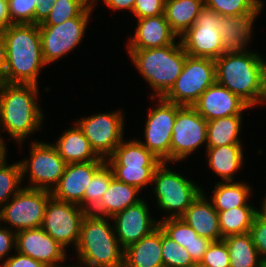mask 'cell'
<instances>
[{
    "label": "cell",
    "mask_w": 266,
    "mask_h": 267,
    "mask_svg": "<svg viewBox=\"0 0 266 267\" xmlns=\"http://www.w3.org/2000/svg\"><path fill=\"white\" fill-rule=\"evenodd\" d=\"M7 46V63L0 81L38 85L43 58L39 25L12 24L2 31Z\"/></svg>",
    "instance_id": "6da1fadb"
},
{
    "label": "cell",
    "mask_w": 266,
    "mask_h": 267,
    "mask_svg": "<svg viewBox=\"0 0 266 267\" xmlns=\"http://www.w3.org/2000/svg\"><path fill=\"white\" fill-rule=\"evenodd\" d=\"M263 58L253 51L223 53L215 59L216 82L250 108L266 101Z\"/></svg>",
    "instance_id": "7a4b0ae2"
},
{
    "label": "cell",
    "mask_w": 266,
    "mask_h": 267,
    "mask_svg": "<svg viewBox=\"0 0 266 267\" xmlns=\"http://www.w3.org/2000/svg\"><path fill=\"white\" fill-rule=\"evenodd\" d=\"M38 85L0 81V127L19 144L41 128L44 114L36 98Z\"/></svg>",
    "instance_id": "3957f363"
},
{
    "label": "cell",
    "mask_w": 266,
    "mask_h": 267,
    "mask_svg": "<svg viewBox=\"0 0 266 267\" xmlns=\"http://www.w3.org/2000/svg\"><path fill=\"white\" fill-rule=\"evenodd\" d=\"M109 217L87 212L81 223L76 253L81 264L90 267H123L124 249L118 242Z\"/></svg>",
    "instance_id": "277c9868"
},
{
    "label": "cell",
    "mask_w": 266,
    "mask_h": 267,
    "mask_svg": "<svg viewBox=\"0 0 266 267\" xmlns=\"http://www.w3.org/2000/svg\"><path fill=\"white\" fill-rule=\"evenodd\" d=\"M131 61L152 87V100L163 98L174 86L188 56L181 42L150 49H128Z\"/></svg>",
    "instance_id": "5b68a950"
},
{
    "label": "cell",
    "mask_w": 266,
    "mask_h": 267,
    "mask_svg": "<svg viewBox=\"0 0 266 267\" xmlns=\"http://www.w3.org/2000/svg\"><path fill=\"white\" fill-rule=\"evenodd\" d=\"M167 166V162H162L154 171L153 191L160 210L169 212L167 218H179L203 190Z\"/></svg>",
    "instance_id": "8992f818"
},
{
    "label": "cell",
    "mask_w": 266,
    "mask_h": 267,
    "mask_svg": "<svg viewBox=\"0 0 266 267\" xmlns=\"http://www.w3.org/2000/svg\"><path fill=\"white\" fill-rule=\"evenodd\" d=\"M215 82L214 59L187 56L181 74L163 98L180 106H193L201 94Z\"/></svg>",
    "instance_id": "52a82bcc"
},
{
    "label": "cell",
    "mask_w": 266,
    "mask_h": 267,
    "mask_svg": "<svg viewBox=\"0 0 266 267\" xmlns=\"http://www.w3.org/2000/svg\"><path fill=\"white\" fill-rule=\"evenodd\" d=\"M223 16L204 7L195 23L181 35V45L188 56L217 59L223 53V39L219 32Z\"/></svg>",
    "instance_id": "ba28073f"
},
{
    "label": "cell",
    "mask_w": 266,
    "mask_h": 267,
    "mask_svg": "<svg viewBox=\"0 0 266 267\" xmlns=\"http://www.w3.org/2000/svg\"><path fill=\"white\" fill-rule=\"evenodd\" d=\"M30 146V159L19 162L22 179L27 172L30 174L31 186L25 188L52 192L58 185L67 163L60 157L53 144L33 141Z\"/></svg>",
    "instance_id": "9c48e42d"
},
{
    "label": "cell",
    "mask_w": 266,
    "mask_h": 267,
    "mask_svg": "<svg viewBox=\"0 0 266 267\" xmlns=\"http://www.w3.org/2000/svg\"><path fill=\"white\" fill-rule=\"evenodd\" d=\"M51 196L50 191L23 187L0 209V222L14 226L15 232L40 228Z\"/></svg>",
    "instance_id": "30bf717a"
},
{
    "label": "cell",
    "mask_w": 266,
    "mask_h": 267,
    "mask_svg": "<svg viewBox=\"0 0 266 267\" xmlns=\"http://www.w3.org/2000/svg\"><path fill=\"white\" fill-rule=\"evenodd\" d=\"M92 4L81 16L58 25H39L43 58L46 65L53 63L79 45L86 31L93 9Z\"/></svg>",
    "instance_id": "8fae6325"
},
{
    "label": "cell",
    "mask_w": 266,
    "mask_h": 267,
    "mask_svg": "<svg viewBox=\"0 0 266 267\" xmlns=\"http://www.w3.org/2000/svg\"><path fill=\"white\" fill-rule=\"evenodd\" d=\"M121 110L99 113L76 121L95 153L107 160L124 140V115Z\"/></svg>",
    "instance_id": "7c38bea8"
},
{
    "label": "cell",
    "mask_w": 266,
    "mask_h": 267,
    "mask_svg": "<svg viewBox=\"0 0 266 267\" xmlns=\"http://www.w3.org/2000/svg\"><path fill=\"white\" fill-rule=\"evenodd\" d=\"M86 211L79 205L55 199L48 200L42 229L56 240L63 248L77 245L81 223Z\"/></svg>",
    "instance_id": "4fadbf2b"
},
{
    "label": "cell",
    "mask_w": 266,
    "mask_h": 267,
    "mask_svg": "<svg viewBox=\"0 0 266 267\" xmlns=\"http://www.w3.org/2000/svg\"><path fill=\"white\" fill-rule=\"evenodd\" d=\"M159 104L149 111L145 123V142L140 141L162 162H171V136L178 104L159 97Z\"/></svg>",
    "instance_id": "5bb4252c"
},
{
    "label": "cell",
    "mask_w": 266,
    "mask_h": 267,
    "mask_svg": "<svg viewBox=\"0 0 266 267\" xmlns=\"http://www.w3.org/2000/svg\"><path fill=\"white\" fill-rule=\"evenodd\" d=\"M207 142V121L193 106L178 105L171 136V162L184 160Z\"/></svg>",
    "instance_id": "9a60e30c"
},
{
    "label": "cell",
    "mask_w": 266,
    "mask_h": 267,
    "mask_svg": "<svg viewBox=\"0 0 266 267\" xmlns=\"http://www.w3.org/2000/svg\"><path fill=\"white\" fill-rule=\"evenodd\" d=\"M149 212L146 201L142 199L110 219L115 223V234L124 250L159 227V221L154 220Z\"/></svg>",
    "instance_id": "2e32d148"
},
{
    "label": "cell",
    "mask_w": 266,
    "mask_h": 267,
    "mask_svg": "<svg viewBox=\"0 0 266 267\" xmlns=\"http://www.w3.org/2000/svg\"><path fill=\"white\" fill-rule=\"evenodd\" d=\"M15 250L44 264L57 267L65 262L66 249L47 234L42 227L16 232Z\"/></svg>",
    "instance_id": "e0dca14e"
},
{
    "label": "cell",
    "mask_w": 266,
    "mask_h": 267,
    "mask_svg": "<svg viewBox=\"0 0 266 267\" xmlns=\"http://www.w3.org/2000/svg\"><path fill=\"white\" fill-rule=\"evenodd\" d=\"M106 163L96 160L66 165L58 185L52 190L55 199L79 205L84 209V193L93 175Z\"/></svg>",
    "instance_id": "ac0fdd59"
},
{
    "label": "cell",
    "mask_w": 266,
    "mask_h": 267,
    "mask_svg": "<svg viewBox=\"0 0 266 267\" xmlns=\"http://www.w3.org/2000/svg\"><path fill=\"white\" fill-rule=\"evenodd\" d=\"M193 107L206 121L242 115V111L250 108L238 96L217 82L201 94Z\"/></svg>",
    "instance_id": "d6986e66"
},
{
    "label": "cell",
    "mask_w": 266,
    "mask_h": 267,
    "mask_svg": "<svg viewBox=\"0 0 266 267\" xmlns=\"http://www.w3.org/2000/svg\"><path fill=\"white\" fill-rule=\"evenodd\" d=\"M260 2L251 12L236 16H223L219 32L223 39L224 53L246 51L252 34L254 20L263 8ZM249 41V42H248ZM247 44V45H246Z\"/></svg>",
    "instance_id": "ffe728a7"
},
{
    "label": "cell",
    "mask_w": 266,
    "mask_h": 267,
    "mask_svg": "<svg viewBox=\"0 0 266 267\" xmlns=\"http://www.w3.org/2000/svg\"><path fill=\"white\" fill-rule=\"evenodd\" d=\"M133 38H130L128 49H150L168 46L175 43L178 37L170 28L164 14L155 17L137 19Z\"/></svg>",
    "instance_id": "44dd1931"
},
{
    "label": "cell",
    "mask_w": 266,
    "mask_h": 267,
    "mask_svg": "<svg viewBox=\"0 0 266 267\" xmlns=\"http://www.w3.org/2000/svg\"><path fill=\"white\" fill-rule=\"evenodd\" d=\"M205 197V193L201 192L181 218L193 228L198 236L212 242L223 240L219 229L218 212L211 201L209 202V199Z\"/></svg>",
    "instance_id": "7402d4cb"
},
{
    "label": "cell",
    "mask_w": 266,
    "mask_h": 267,
    "mask_svg": "<svg viewBox=\"0 0 266 267\" xmlns=\"http://www.w3.org/2000/svg\"><path fill=\"white\" fill-rule=\"evenodd\" d=\"M160 226L124 250L123 267H164Z\"/></svg>",
    "instance_id": "603a6c76"
},
{
    "label": "cell",
    "mask_w": 266,
    "mask_h": 267,
    "mask_svg": "<svg viewBox=\"0 0 266 267\" xmlns=\"http://www.w3.org/2000/svg\"><path fill=\"white\" fill-rule=\"evenodd\" d=\"M163 232L184 247L194 262H200L212 241L198 236V234L181 217L167 218L159 221Z\"/></svg>",
    "instance_id": "cb8c5ba5"
},
{
    "label": "cell",
    "mask_w": 266,
    "mask_h": 267,
    "mask_svg": "<svg viewBox=\"0 0 266 267\" xmlns=\"http://www.w3.org/2000/svg\"><path fill=\"white\" fill-rule=\"evenodd\" d=\"M53 145L67 164L105 160L95 153L90 142L76 123L75 127L66 130Z\"/></svg>",
    "instance_id": "d4e9b609"
},
{
    "label": "cell",
    "mask_w": 266,
    "mask_h": 267,
    "mask_svg": "<svg viewBox=\"0 0 266 267\" xmlns=\"http://www.w3.org/2000/svg\"><path fill=\"white\" fill-rule=\"evenodd\" d=\"M139 192L137 187L118 181L114 177L99 205L91 213L112 218L115 214L142 200L138 196Z\"/></svg>",
    "instance_id": "484cf974"
},
{
    "label": "cell",
    "mask_w": 266,
    "mask_h": 267,
    "mask_svg": "<svg viewBox=\"0 0 266 267\" xmlns=\"http://www.w3.org/2000/svg\"><path fill=\"white\" fill-rule=\"evenodd\" d=\"M243 148L241 144H230L215 148H206L208 165L222 182L233 181V176L243 164Z\"/></svg>",
    "instance_id": "4316f807"
},
{
    "label": "cell",
    "mask_w": 266,
    "mask_h": 267,
    "mask_svg": "<svg viewBox=\"0 0 266 267\" xmlns=\"http://www.w3.org/2000/svg\"><path fill=\"white\" fill-rule=\"evenodd\" d=\"M203 8V0H170L165 3L164 15L171 30L180 37L195 23Z\"/></svg>",
    "instance_id": "83f0119b"
},
{
    "label": "cell",
    "mask_w": 266,
    "mask_h": 267,
    "mask_svg": "<svg viewBox=\"0 0 266 267\" xmlns=\"http://www.w3.org/2000/svg\"><path fill=\"white\" fill-rule=\"evenodd\" d=\"M230 255V267H264L250 233L230 235L223 238Z\"/></svg>",
    "instance_id": "f1b7e54d"
},
{
    "label": "cell",
    "mask_w": 266,
    "mask_h": 267,
    "mask_svg": "<svg viewBox=\"0 0 266 267\" xmlns=\"http://www.w3.org/2000/svg\"><path fill=\"white\" fill-rule=\"evenodd\" d=\"M106 162L108 165L134 166H159L162 163L140 140H123Z\"/></svg>",
    "instance_id": "f546056e"
},
{
    "label": "cell",
    "mask_w": 266,
    "mask_h": 267,
    "mask_svg": "<svg viewBox=\"0 0 266 267\" xmlns=\"http://www.w3.org/2000/svg\"><path fill=\"white\" fill-rule=\"evenodd\" d=\"M241 115H231L207 121V148H215L230 144H242L239 133L241 132Z\"/></svg>",
    "instance_id": "4dcf8cb0"
},
{
    "label": "cell",
    "mask_w": 266,
    "mask_h": 267,
    "mask_svg": "<svg viewBox=\"0 0 266 267\" xmlns=\"http://www.w3.org/2000/svg\"><path fill=\"white\" fill-rule=\"evenodd\" d=\"M210 200L217 211H226L240 206H251L247 203L252 192L249 185L242 182H216ZM249 204V205H248Z\"/></svg>",
    "instance_id": "1f68e13d"
},
{
    "label": "cell",
    "mask_w": 266,
    "mask_h": 267,
    "mask_svg": "<svg viewBox=\"0 0 266 267\" xmlns=\"http://www.w3.org/2000/svg\"><path fill=\"white\" fill-rule=\"evenodd\" d=\"M222 238L245 234L250 231L257 209L254 206H240L226 211H217Z\"/></svg>",
    "instance_id": "d6a6232c"
},
{
    "label": "cell",
    "mask_w": 266,
    "mask_h": 267,
    "mask_svg": "<svg viewBox=\"0 0 266 267\" xmlns=\"http://www.w3.org/2000/svg\"><path fill=\"white\" fill-rule=\"evenodd\" d=\"M114 173L107 162L93 175L84 193V210L92 212L102 200Z\"/></svg>",
    "instance_id": "836d02e7"
},
{
    "label": "cell",
    "mask_w": 266,
    "mask_h": 267,
    "mask_svg": "<svg viewBox=\"0 0 266 267\" xmlns=\"http://www.w3.org/2000/svg\"><path fill=\"white\" fill-rule=\"evenodd\" d=\"M92 4V0H56L49 16L39 25H58L68 19L79 17Z\"/></svg>",
    "instance_id": "e575fe53"
},
{
    "label": "cell",
    "mask_w": 266,
    "mask_h": 267,
    "mask_svg": "<svg viewBox=\"0 0 266 267\" xmlns=\"http://www.w3.org/2000/svg\"><path fill=\"white\" fill-rule=\"evenodd\" d=\"M6 157L0 161V208L9 200L10 196L18 193L22 187V173L20 163L7 165Z\"/></svg>",
    "instance_id": "d590c367"
},
{
    "label": "cell",
    "mask_w": 266,
    "mask_h": 267,
    "mask_svg": "<svg viewBox=\"0 0 266 267\" xmlns=\"http://www.w3.org/2000/svg\"><path fill=\"white\" fill-rule=\"evenodd\" d=\"M114 177L139 190L152 183L153 173L158 166L109 165Z\"/></svg>",
    "instance_id": "8d00e7d4"
},
{
    "label": "cell",
    "mask_w": 266,
    "mask_h": 267,
    "mask_svg": "<svg viewBox=\"0 0 266 267\" xmlns=\"http://www.w3.org/2000/svg\"><path fill=\"white\" fill-rule=\"evenodd\" d=\"M161 253L164 267H191L195 263L188 251L168 237L163 230Z\"/></svg>",
    "instance_id": "74e56055"
},
{
    "label": "cell",
    "mask_w": 266,
    "mask_h": 267,
    "mask_svg": "<svg viewBox=\"0 0 266 267\" xmlns=\"http://www.w3.org/2000/svg\"><path fill=\"white\" fill-rule=\"evenodd\" d=\"M204 7L222 16H236L251 12L261 0H203Z\"/></svg>",
    "instance_id": "f35d334b"
},
{
    "label": "cell",
    "mask_w": 266,
    "mask_h": 267,
    "mask_svg": "<svg viewBox=\"0 0 266 267\" xmlns=\"http://www.w3.org/2000/svg\"><path fill=\"white\" fill-rule=\"evenodd\" d=\"M12 24H34L35 0H7Z\"/></svg>",
    "instance_id": "ab89813d"
},
{
    "label": "cell",
    "mask_w": 266,
    "mask_h": 267,
    "mask_svg": "<svg viewBox=\"0 0 266 267\" xmlns=\"http://www.w3.org/2000/svg\"><path fill=\"white\" fill-rule=\"evenodd\" d=\"M229 259L228 247L220 240L211 242L200 262L208 267H230Z\"/></svg>",
    "instance_id": "60d3db41"
},
{
    "label": "cell",
    "mask_w": 266,
    "mask_h": 267,
    "mask_svg": "<svg viewBox=\"0 0 266 267\" xmlns=\"http://www.w3.org/2000/svg\"><path fill=\"white\" fill-rule=\"evenodd\" d=\"M249 233L262 261L266 264V220L256 214Z\"/></svg>",
    "instance_id": "b9f144b4"
},
{
    "label": "cell",
    "mask_w": 266,
    "mask_h": 267,
    "mask_svg": "<svg viewBox=\"0 0 266 267\" xmlns=\"http://www.w3.org/2000/svg\"><path fill=\"white\" fill-rule=\"evenodd\" d=\"M164 8L163 0H136L132 13L137 19L155 17L164 14Z\"/></svg>",
    "instance_id": "7bdbcfd3"
},
{
    "label": "cell",
    "mask_w": 266,
    "mask_h": 267,
    "mask_svg": "<svg viewBox=\"0 0 266 267\" xmlns=\"http://www.w3.org/2000/svg\"><path fill=\"white\" fill-rule=\"evenodd\" d=\"M17 255H12L5 259L4 263L0 267H46L39 261L31 258L30 256L24 255L16 251Z\"/></svg>",
    "instance_id": "ee69618b"
},
{
    "label": "cell",
    "mask_w": 266,
    "mask_h": 267,
    "mask_svg": "<svg viewBox=\"0 0 266 267\" xmlns=\"http://www.w3.org/2000/svg\"><path fill=\"white\" fill-rule=\"evenodd\" d=\"M13 247H16V232L0 225V260H3L4 256L9 255L8 252Z\"/></svg>",
    "instance_id": "f6af8a7d"
},
{
    "label": "cell",
    "mask_w": 266,
    "mask_h": 267,
    "mask_svg": "<svg viewBox=\"0 0 266 267\" xmlns=\"http://www.w3.org/2000/svg\"><path fill=\"white\" fill-rule=\"evenodd\" d=\"M56 0H35L34 24H42L49 16Z\"/></svg>",
    "instance_id": "bcb514c9"
},
{
    "label": "cell",
    "mask_w": 266,
    "mask_h": 267,
    "mask_svg": "<svg viewBox=\"0 0 266 267\" xmlns=\"http://www.w3.org/2000/svg\"><path fill=\"white\" fill-rule=\"evenodd\" d=\"M109 9L120 10V9H129L131 12L134 9L136 0H103ZM97 0H92L94 4Z\"/></svg>",
    "instance_id": "7dc6e473"
},
{
    "label": "cell",
    "mask_w": 266,
    "mask_h": 267,
    "mask_svg": "<svg viewBox=\"0 0 266 267\" xmlns=\"http://www.w3.org/2000/svg\"><path fill=\"white\" fill-rule=\"evenodd\" d=\"M10 25H12V22L9 15L8 1L0 0V31L5 30Z\"/></svg>",
    "instance_id": "c3c4849f"
},
{
    "label": "cell",
    "mask_w": 266,
    "mask_h": 267,
    "mask_svg": "<svg viewBox=\"0 0 266 267\" xmlns=\"http://www.w3.org/2000/svg\"><path fill=\"white\" fill-rule=\"evenodd\" d=\"M7 63V46L2 31H0V79L4 76Z\"/></svg>",
    "instance_id": "681fc988"
},
{
    "label": "cell",
    "mask_w": 266,
    "mask_h": 267,
    "mask_svg": "<svg viewBox=\"0 0 266 267\" xmlns=\"http://www.w3.org/2000/svg\"><path fill=\"white\" fill-rule=\"evenodd\" d=\"M1 135V134H0ZM6 143L2 140V136H0V161L6 157Z\"/></svg>",
    "instance_id": "f907efd6"
},
{
    "label": "cell",
    "mask_w": 266,
    "mask_h": 267,
    "mask_svg": "<svg viewBox=\"0 0 266 267\" xmlns=\"http://www.w3.org/2000/svg\"><path fill=\"white\" fill-rule=\"evenodd\" d=\"M261 210L257 209V214L266 220V196L264 197Z\"/></svg>",
    "instance_id": "816d5d0a"
},
{
    "label": "cell",
    "mask_w": 266,
    "mask_h": 267,
    "mask_svg": "<svg viewBox=\"0 0 266 267\" xmlns=\"http://www.w3.org/2000/svg\"><path fill=\"white\" fill-rule=\"evenodd\" d=\"M263 61V74H264V85H265V88H266V61L265 59H262Z\"/></svg>",
    "instance_id": "f5cc1de1"
},
{
    "label": "cell",
    "mask_w": 266,
    "mask_h": 267,
    "mask_svg": "<svg viewBox=\"0 0 266 267\" xmlns=\"http://www.w3.org/2000/svg\"><path fill=\"white\" fill-rule=\"evenodd\" d=\"M191 267H208L203 265L201 262H195Z\"/></svg>",
    "instance_id": "db71d44e"
},
{
    "label": "cell",
    "mask_w": 266,
    "mask_h": 267,
    "mask_svg": "<svg viewBox=\"0 0 266 267\" xmlns=\"http://www.w3.org/2000/svg\"><path fill=\"white\" fill-rule=\"evenodd\" d=\"M82 265H84L83 267H90V266H88V265H86V264H82ZM57 267H82V266H80V265H79V266H78V265H77V266H75V265H74V266H72V265H70V266H65V265L62 266V265H61V266H60V265H58Z\"/></svg>",
    "instance_id": "11a10c76"
}]
</instances>
